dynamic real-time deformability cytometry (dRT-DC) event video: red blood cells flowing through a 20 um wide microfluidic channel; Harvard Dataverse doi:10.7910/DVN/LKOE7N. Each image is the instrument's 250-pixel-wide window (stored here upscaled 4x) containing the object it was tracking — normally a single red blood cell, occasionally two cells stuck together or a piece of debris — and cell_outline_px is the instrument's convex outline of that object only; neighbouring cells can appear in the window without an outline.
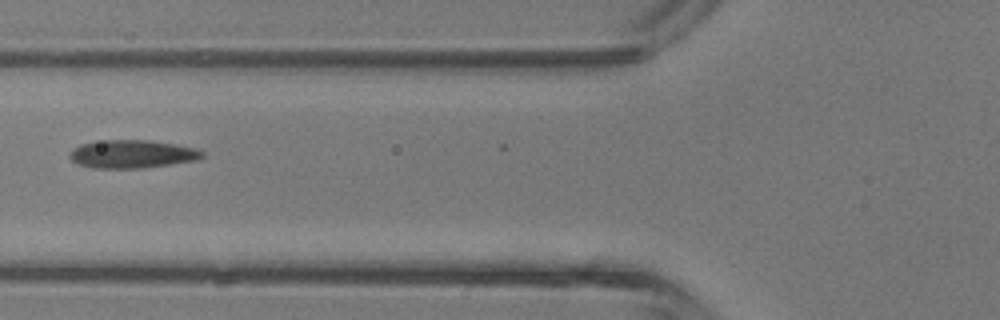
{"species": "common noctule bat (a hibernating species)", "species_latin": "Nyctalus noctula", "temperature_condition": "room temperature", "stored_images_in_passage": 2, "camera_frame_rate_fps": 3000, "um_per_image_px": 0.085, "animal": {"sex": "male", "body_mass_g": 13.3}, "frame": {"image": 1, "passage_image": 2, "time_ms": 0.333, "image_size_px": [1000, 320], "cell_outline_px": [[204, 156], [196, 160], [144, 168], [92, 168], [80, 164], [72, 160], [68, 156], [72, 148], [80, 144], [104, 140], [148, 140], [176, 144], [196, 148], [204, 152]], "centroid_in_image_um": [11.23, 13.09], "position_along_channel_um": 114.6, "area_um2": 21.73}}